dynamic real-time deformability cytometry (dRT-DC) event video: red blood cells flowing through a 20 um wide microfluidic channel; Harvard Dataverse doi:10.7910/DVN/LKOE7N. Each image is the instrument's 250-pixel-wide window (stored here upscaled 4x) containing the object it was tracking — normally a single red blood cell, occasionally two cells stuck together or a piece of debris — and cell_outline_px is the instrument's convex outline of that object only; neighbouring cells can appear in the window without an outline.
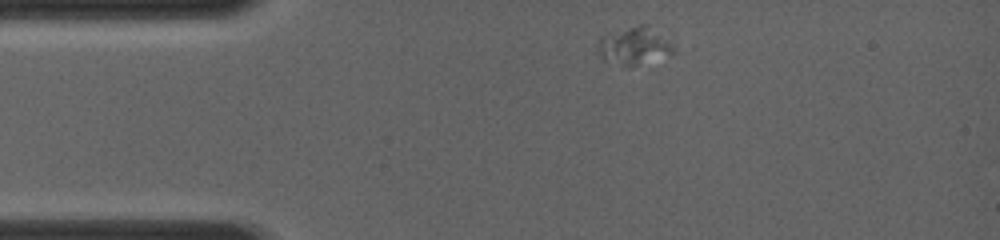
{"species": "common noctule bat (a hibernating species)", "species_latin": "Nyctalus noctula", "temperature_condition": "room temperature", "stored_images_in_passage": 2, "camera_frame_rate_fps": 4000, "um_per_image_px": 0.085, "animal": {"sex": "female", "body_mass_g": 19.0, "forearm_length_mm": 56.7}, "frame": {"image": 1, "passage_image": 1, "time_ms": 0.0, "image_size_px": [1000, 240], "cell_outline_px": [[676, 52], [632, 68], [604, 60], [596, 52], [596, 40], [600, 36], [608, 32], [640, 24], [648, 24], [668, 28]], "centroid_in_image_um": [54.0, 3.83], "position_along_channel_um": 31.0, "area_um2": 18.26}}